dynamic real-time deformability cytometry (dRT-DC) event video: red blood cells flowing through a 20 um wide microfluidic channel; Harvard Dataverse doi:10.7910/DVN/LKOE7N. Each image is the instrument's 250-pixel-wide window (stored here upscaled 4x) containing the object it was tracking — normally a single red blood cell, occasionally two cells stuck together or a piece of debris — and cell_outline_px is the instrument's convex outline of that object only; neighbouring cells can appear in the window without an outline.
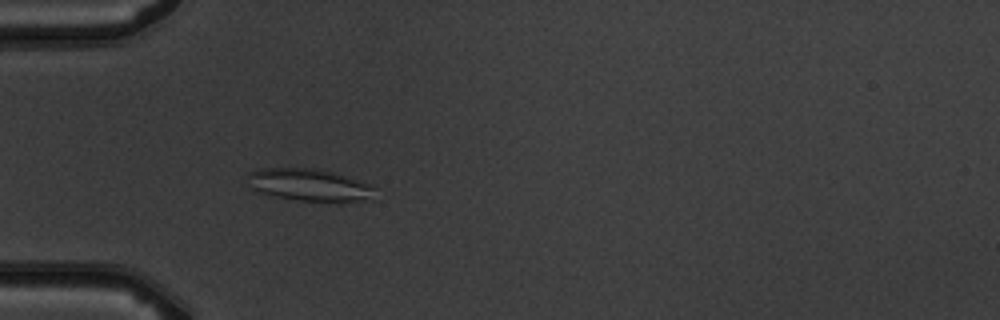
{"species": "common noctule bat (a hibernating species)", "species_latin": "Nyctalus noctula", "temperature_condition": "warm", "stored_images_in_passage": 3, "camera_frame_rate_fps": 3000, "um_per_image_px": 0.085, "animal": {"sex": "male", "body_mass_g": 19.5, "forearm_length_mm": 54.6}, "frame": {"image": 1, "passage_image": 3, "time_ms": 3.333, "image_size_px": [1000, 320], "cell_outline_px": [[376, 200], [344, 204], [340, 204], [296, 200], [272, 196], [256, 192], [252, 188], [248, 176], [248, 172], [260, 168], [320, 168], [372, 184], [376, 188]], "centroid_in_image_um": [26.44, 15.77], "position_along_channel_um": 58.6, "area_um2": 25.26}}